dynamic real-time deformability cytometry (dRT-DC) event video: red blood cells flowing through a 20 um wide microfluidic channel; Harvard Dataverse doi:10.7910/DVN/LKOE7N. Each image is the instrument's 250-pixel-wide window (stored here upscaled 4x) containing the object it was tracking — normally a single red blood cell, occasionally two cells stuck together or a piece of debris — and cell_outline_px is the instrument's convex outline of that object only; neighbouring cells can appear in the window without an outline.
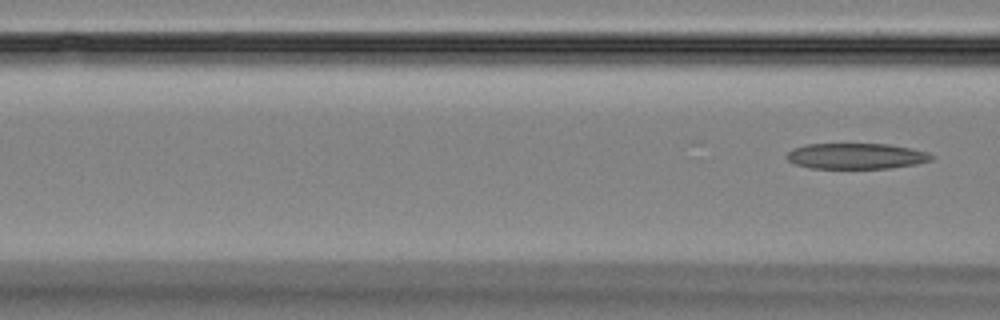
{"species": "Egyptian fruit bat (a non-hibernating species)", "species_latin": "Rousettus aegyptiacus", "temperature_condition": "room temperature", "stored_images_in_passage": 4, "camera_frame_rate_fps": 3000, "um_per_image_px": 0.085, "animal": {"sex": "female"}, "frame": {"image": 1, "passage_image": 4, "time_ms": 3.333, "image_size_px": [1000, 320], "cell_outline_px": [[936, 156], [932, 160], [916, 164], [892, 168], [812, 168], [796, 164], [788, 160], [784, 156], [792, 148], [808, 144], [888, 144], [912, 148], [928, 152]], "centroid_in_image_um": [72.81, 13.26], "position_along_channel_um": 93.8, "area_um2": 21.85}}